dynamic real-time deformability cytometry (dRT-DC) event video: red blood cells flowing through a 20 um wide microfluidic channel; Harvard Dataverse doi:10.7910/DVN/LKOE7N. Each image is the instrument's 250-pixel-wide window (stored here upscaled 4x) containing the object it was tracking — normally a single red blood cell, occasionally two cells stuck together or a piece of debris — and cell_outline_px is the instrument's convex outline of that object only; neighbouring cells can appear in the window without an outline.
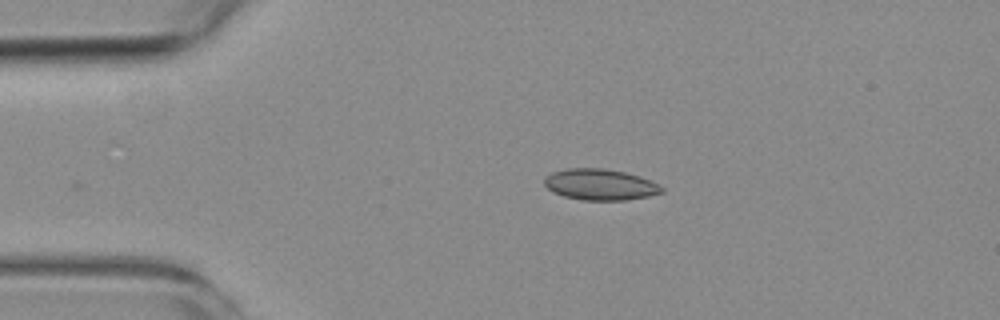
{"species": "common noctule bat (a hibernating species)", "species_latin": "Nyctalus noctula", "temperature_condition": "room temperature", "stored_images_in_passage": 4, "camera_frame_rate_fps": 3000, "um_per_image_px": 0.085, "animal": {"sex": "female", "body_mass_g": 19.3, "forearm_length_mm": 54.1}, "frame": {"image": 1, "passage_image": 4, "time_ms": 3.667, "image_size_px": [1000, 320], "cell_outline_px": [[664, 192], [648, 196], [628, 200], [584, 200], [564, 196], [548, 188], [544, 184], [544, 176], [552, 172], [568, 168], [604, 168], [624, 172], [640, 176], [664, 188]], "centroid_in_image_um": [51.01, 15.68], "position_along_channel_um": 34.0, "area_um2": 21.15}}